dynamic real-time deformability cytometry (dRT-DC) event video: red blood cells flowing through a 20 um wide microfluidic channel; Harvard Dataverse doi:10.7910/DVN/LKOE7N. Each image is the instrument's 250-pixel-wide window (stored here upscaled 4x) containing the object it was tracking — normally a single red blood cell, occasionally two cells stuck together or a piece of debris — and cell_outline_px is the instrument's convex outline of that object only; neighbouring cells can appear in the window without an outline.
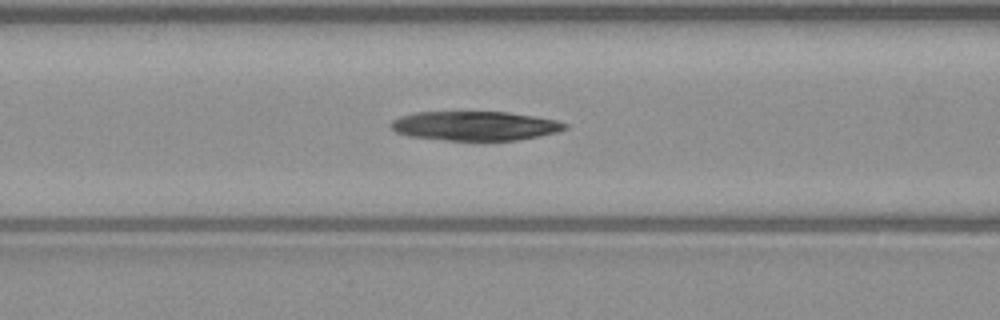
{"species": "common noctule bat (a hibernating species)", "species_latin": "Nyctalus noctula", "temperature_condition": "warm", "stored_images_in_passage": 51, "camera_frame_rate_fps": 3000, "um_per_image_px": 0.085, "animal": {"sex": "male", "body_mass_g": 23.1, "forearm_length_mm": 52.7}, "frame": {"image": 1, "passage_image": 21, "time_ms": 6.667, "image_size_px": [1000, 320], "cell_outline_px": [[568, 128], [556, 132], [540, 136], [516, 140], [448, 140], [408, 136], [396, 132], [388, 124], [392, 120], [400, 116], [416, 112], [508, 112], [536, 116], [556, 120], [568, 124]], "centroid_in_image_um": [40.37, 10.69], "position_along_channel_um": 126.2, "area_um2": 29.71}}
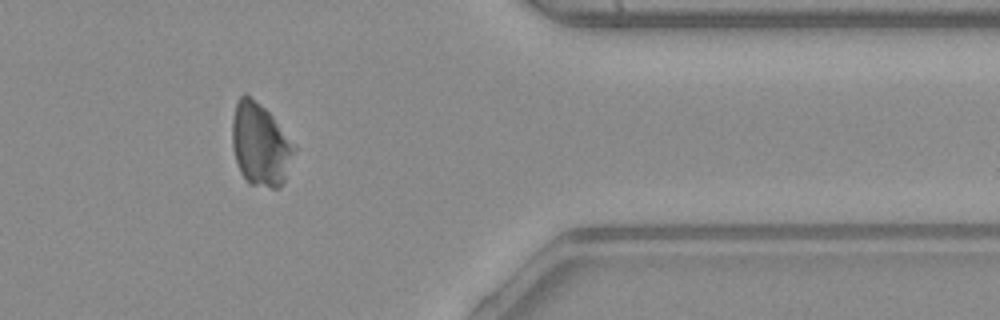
{"frame": {"image": 2, "passage_image": 42, "time_ms": 13.667, "image_size_px": [1000, 320], "cell_outline_px": [[296, 148], [284, 180], [280, 188], [272, 188], [248, 184], [240, 172], [232, 148], [232, 120], [236, 104], [240, 96], [244, 92], [264, 108], [272, 116], [296, 144]], "centroid_in_image_um": [22.12, 12.3], "position_along_channel_um": 389.3, "area_um2": 29.88}}
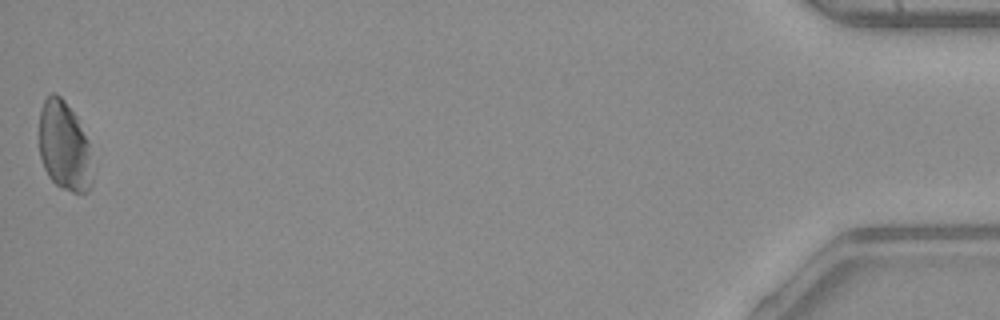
{"frame": {"image": 3, "passage_image": 51, "time_ms": 16.667, "image_size_px": [1000, 320], "cell_outline_px": [[92, 184], [88, 192], [72, 192], [60, 188], [48, 176], [44, 168], [40, 156], [40, 112], [44, 100], [52, 92], [56, 92], [64, 100], [76, 116], [88, 140], [92, 180]], "centroid_in_image_um": [5.46, 12.43], "position_along_channel_um": 429.7, "area_um2": 27.63}, "authors_computed_cell_mechanics": {"area_um2": 29.8826, "velocity_mm_per_s": 4.0766, "shape_relaxation_time_tau1_ms": 10.4453, "shape_relaxation_time_tau2_ms": null, "deformation_change_tau1": 0.193, "deformation_change_tau2": null}}